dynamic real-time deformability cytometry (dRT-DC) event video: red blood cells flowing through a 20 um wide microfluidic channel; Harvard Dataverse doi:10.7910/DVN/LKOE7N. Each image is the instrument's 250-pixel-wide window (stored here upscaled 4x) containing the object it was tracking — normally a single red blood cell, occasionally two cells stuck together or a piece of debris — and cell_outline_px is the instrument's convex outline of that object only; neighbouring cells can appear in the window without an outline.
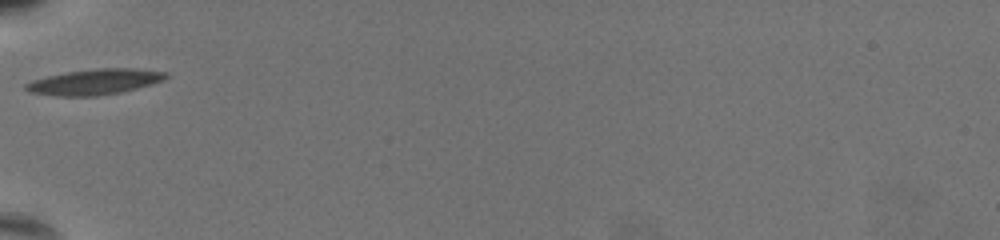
{"species": "common noctule bat (a hibernating species)", "species_latin": "Nyctalus noctula", "temperature_condition": "warm", "stored_images_in_passage": 28, "camera_frame_rate_fps": 3000, "um_per_image_px": 0.085, "animal": {"sex": "female", "body_mass_g": 19.5, "forearm_length_mm": 54.1}, "frame": {"image": 1, "passage_image": 1, "time_ms": 0.0, "image_size_px": [1000, 240], "cell_outline_px": [[168, 76], [164, 80], [152, 84], [120, 92], [96, 96], [56, 96], [28, 92], [24, 88], [24, 84], [32, 80], [64, 72], [96, 68], [136, 68], [168, 72]], "centroid_in_image_um": [8.04, 6.95], "position_along_channel_um": 77.0, "area_um2": 21.04}}
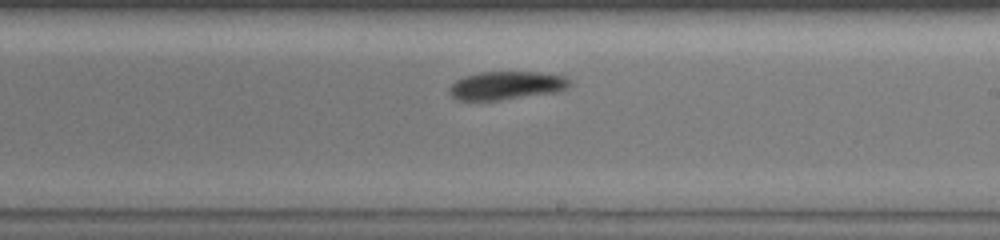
{"frame": {"image": 2, "passage_image": 15, "time_ms": 4.667, "image_size_px": [1000, 240], "cell_outline_px": [[572, 84], [568, 88], [556, 92], [500, 100], [456, 100], [448, 92], [448, 88], [456, 80], [464, 76], [480, 72], [544, 72], [568, 76], [572, 80]], "centroid_in_image_um": [43.09, 7.25], "position_along_channel_um": 245.9, "area_um2": 20.17}}
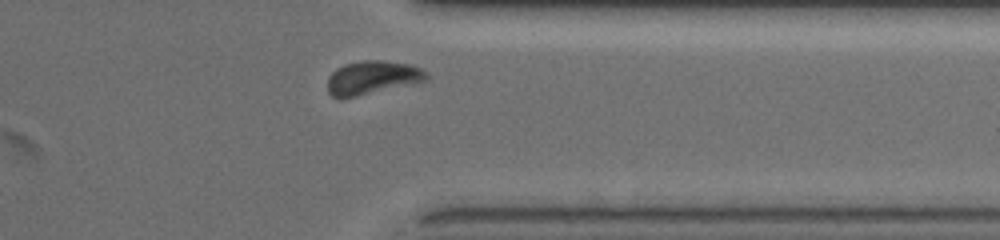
{"frame": {"image": 3, "passage_image": 26, "time_ms": 8.333, "image_size_px": [1000, 240], "cell_outline_px": [[428, 80], [356, 96], [332, 96], [328, 92], [328, 76], [336, 68], [344, 64], [364, 60], [384, 60], [412, 64], [428, 72]], "centroid_in_image_um": [31.68, 6.56], "position_along_channel_um": 379.7, "area_um2": 19.13}, "authors_computed_cell_mechanics": {"area_um2": 20.1433, "velocity_mm_per_s": 3.6543, "shape_relaxation_time_tau1_ms": 5.9534, "shape_relaxation_time_tau2_ms": 4.1274, "deformation_change_tau1": 0.1265, "deformation_change_tau2": 0.0785}}